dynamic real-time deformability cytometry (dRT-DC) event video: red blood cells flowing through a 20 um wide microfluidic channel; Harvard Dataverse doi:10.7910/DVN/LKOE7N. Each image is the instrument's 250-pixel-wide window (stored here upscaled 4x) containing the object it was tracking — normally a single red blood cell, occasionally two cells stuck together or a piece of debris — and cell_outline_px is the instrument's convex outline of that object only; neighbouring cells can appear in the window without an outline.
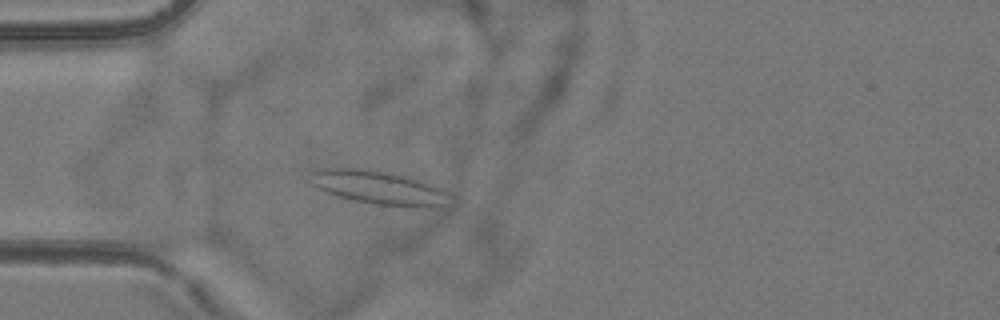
{"species": "common noctule bat (a hibernating species)", "species_latin": "Nyctalus noctula", "temperature_condition": "room temperature", "stored_images_in_passage": 3, "camera_frame_rate_fps": 3000, "um_per_image_px": 0.085, "animal": {"sex": "female", "body_mass_g": 24.6, "forearm_length_mm": 56.2}, "frame": {"image": 1, "passage_image": 3, "time_ms": 2.0, "image_size_px": [1000, 320], "cell_outline_px": [[452, 196], [444, 208], [376, 204], [352, 200], [328, 192], [312, 184], [312, 172], [320, 168], [364, 168], [388, 172], [420, 180], [440, 188], [448, 192]], "centroid_in_image_um": [32.27, 15.94], "position_along_channel_um": 52.7, "area_um2": 27.05}}